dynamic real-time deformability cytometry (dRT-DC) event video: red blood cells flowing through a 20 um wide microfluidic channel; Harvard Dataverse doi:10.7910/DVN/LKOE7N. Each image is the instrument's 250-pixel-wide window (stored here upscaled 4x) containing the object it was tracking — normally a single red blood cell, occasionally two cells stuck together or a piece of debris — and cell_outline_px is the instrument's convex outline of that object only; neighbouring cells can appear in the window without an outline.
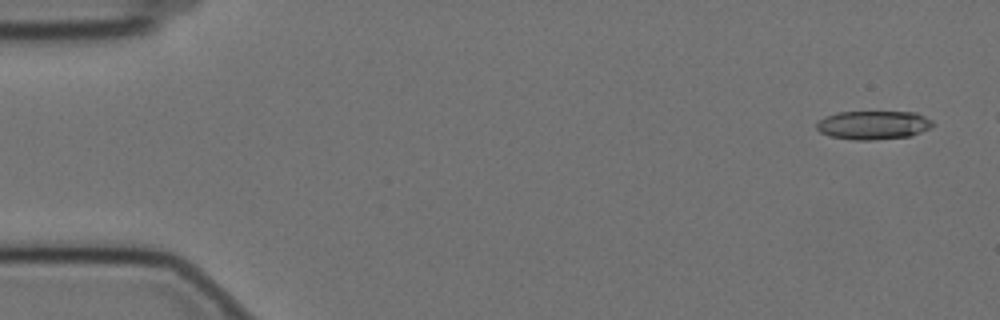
{"species": "Egyptian fruit bat (a non-hibernating species)", "species_latin": "Rousettus aegyptiacus", "temperature_condition": "cold", "stored_images_in_passage": 11, "camera_frame_rate_fps": 3000, "um_per_image_px": 0.085, "animal": {"sex": "female"}, "frame": {"image": 1, "passage_image": 2, "time_ms": 0.333, "image_size_px": [1000, 320], "cell_outline_px": [[936, 124], [932, 128], [908, 136], [872, 140], [856, 140], [832, 136], [820, 132], [816, 128], [816, 124], [824, 116], [836, 112], [916, 112], [932, 120]], "centroid_in_image_um": [74.25, 10.62], "position_along_channel_um": 10.7, "area_um2": 19.42}}